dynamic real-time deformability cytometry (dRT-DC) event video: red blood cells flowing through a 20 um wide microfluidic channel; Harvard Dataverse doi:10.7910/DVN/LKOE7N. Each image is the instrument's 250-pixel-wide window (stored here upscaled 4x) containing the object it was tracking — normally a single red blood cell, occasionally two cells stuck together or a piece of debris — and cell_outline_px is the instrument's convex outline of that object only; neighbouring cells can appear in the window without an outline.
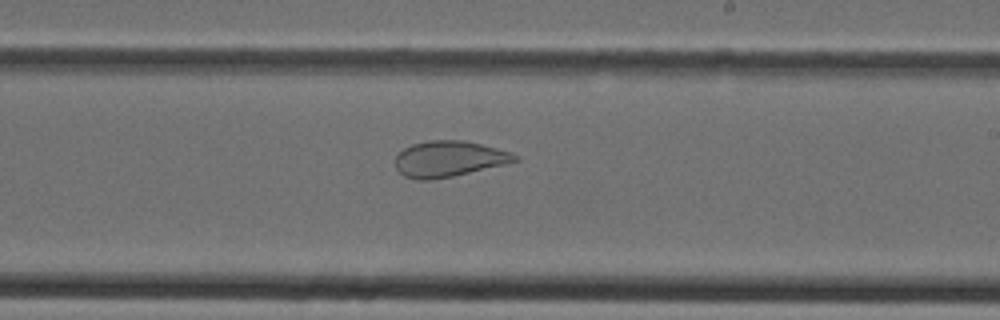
{"species": "Egyptian fruit bat (a non-hibernating species)", "species_latin": "Rousettus aegyptiacus", "temperature_condition": "cold", "stored_images_in_passage": 26, "camera_frame_rate_fps": 3000, "um_per_image_px": 0.085, "animal": {"sex": "female"}, "frame": {"image": 1, "passage_image": 12, "time_ms": 3.667, "image_size_px": [1000, 320], "cell_outline_px": [[520, 160], [504, 164], [452, 176], [432, 180], [416, 180], [404, 176], [396, 168], [396, 156], [404, 148], [412, 144], [428, 140], [460, 140], [480, 144], [512, 152], [520, 156]], "centroid_in_image_um": [38.15, 13.5], "position_along_channel_um": 250.8, "area_um2": 24.85}}